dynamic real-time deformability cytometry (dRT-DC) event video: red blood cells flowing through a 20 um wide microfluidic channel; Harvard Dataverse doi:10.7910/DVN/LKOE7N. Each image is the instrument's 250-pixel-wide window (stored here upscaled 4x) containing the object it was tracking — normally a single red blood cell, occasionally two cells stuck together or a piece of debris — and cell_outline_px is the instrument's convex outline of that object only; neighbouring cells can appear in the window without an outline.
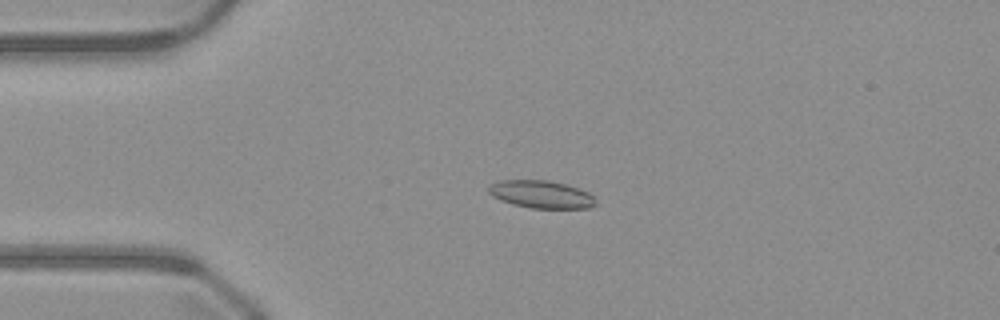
{"species": "common noctule bat (a hibernating species)", "species_latin": "Nyctalus noctula", "temperature_condition": "warm", "stored_images_in_passage": 51, "camera_frame_rate_fps": 3000, "um_per_image_px": 0.085, "animal": {"sex": "male", "body_mass_g": 23.1, "forearm_length_mm": 52.7}, "frame": {"image": 1, "passage_image": 12, "time_ms": 3.667, "image_size_px": [1000, 320], "cell_outline_px": [[596, 204], [588, 208], [532, 208], [512, 204], [500, 200], [492, 196], [488, 192], [488, 188], [492, 184], [500, 180], [548, 180], [568, 184], [588, 192], [596, 200]], "centroid_in_image_um": [46.0, 16.51], "position_along_channel_um": 39.0, "area_um2": 17.28}}
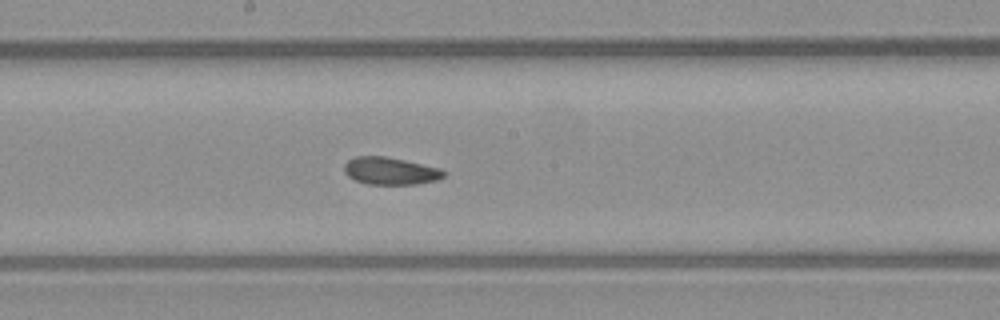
{"frame": {"image": 2, "passage_image": 27, "time_ms": 8.667, "image_size_px": [1000, 320], "cell_outline_px": [[448, 172], [444, 176], [436, 180], [416, 184], [368, 184], [356, 180], [348, 176], [344, 172], [344, 164], [348, 160], [356, 156], [384, 156], [404, 160], [440, 168]], "centroid_in_image_um": [33.18, 14.53], "position_along_channel_um": 215.0, "area_um2": 15.84}}
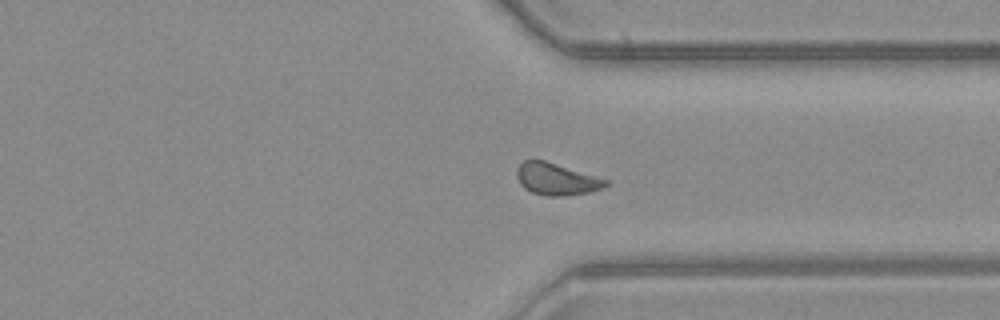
{"frame": {"image": 3, "passage_image": 38, "time_ms": 12.333, "image_size_px": [1000, 320], "cell_outline_px": [[608, 184], [604, 188], [588, 192], [564, 196], [544, 196], [532, 192], [524, 188], [520, 184], [516, 176], [516, 168], [524, 160], [544, 160], [608, 180]], "centroid_in_image_um": [47.26, 15.23], "position_along_channel_um": 364.1, "area_um2": 16.47}}